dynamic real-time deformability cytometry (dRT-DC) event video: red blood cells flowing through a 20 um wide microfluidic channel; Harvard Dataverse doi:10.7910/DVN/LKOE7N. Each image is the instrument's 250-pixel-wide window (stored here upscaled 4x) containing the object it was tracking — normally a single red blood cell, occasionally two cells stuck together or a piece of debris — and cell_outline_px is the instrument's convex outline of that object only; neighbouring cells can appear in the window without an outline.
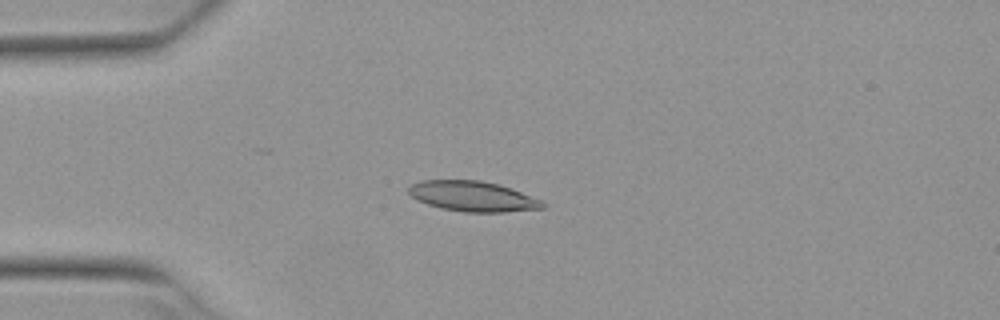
{"species": "Egyptian fruit bat (a non-hibernating species)", "species_latin": "Rousettus aegyptiacus", "temperature_condition": "warm", "stored_images_in_passage": 6, "camera_frame_rate_fps": 3000, "um_per_image_px": 0.085, "animal": {"sex": "female"}, "frame": {"image": 1, "passage_image": 4, "time_ms": 1.0, "image_size_px": [1000, 320], "cell_outline_px": [[548, 204], [544, 208], [504, 212], [464, 212], [440, 208], [416, 200], [408, 192], [408, 188], [412, 184], [420, 180], [480, 180], [500, 184], [544, 200]], "centroid_in_image_um": [40.23, 16.68], "position_along_channel_um": 44.8, "area_um2": 23.93}}
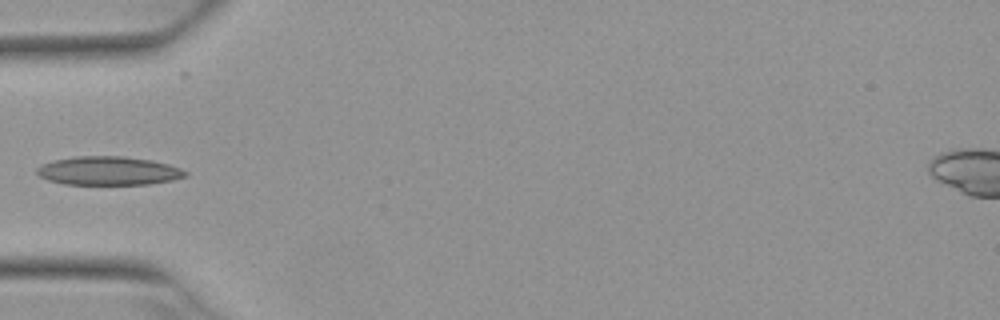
{"frame": {"image": 2, "passage_image": 5, "time_ms": 1.333, "image_size_px": [1000, 320], "cell_outline_px": [[188, 176], [172, 180], [148, 184], [64, 184], [48, 180], [40, 176], [36, 172], [36, 168], [52, 160], [76, 156], [124, 156], [152, 160], [168, 164], [180, 168], [188, 172]], "centroid_in_image_um": [9.23, 14.51], "position_along_channel_um": 75.8, "area_um2": 24.8}}
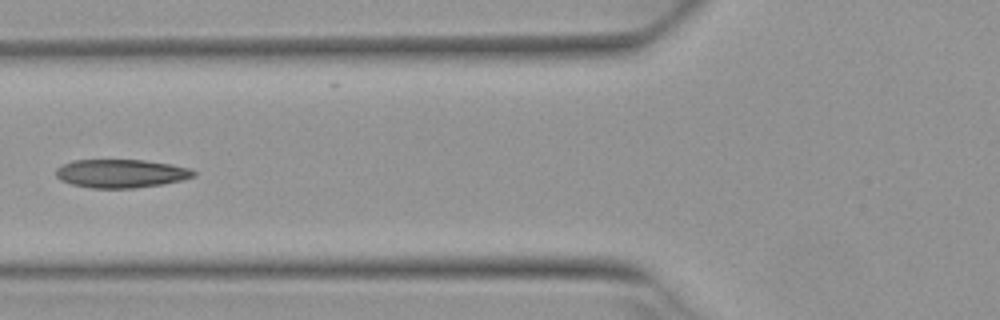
{"frame": {"image": 3, "passage_image": 6, "time_ms": 1.667, "image_size_px": [1000, 320], "cell_outline_px": [[196, 176], [184, 180], [164, 184], [132, 188], [92, 188], [72, 184], [60, 180], [56, 176], [56, 168], [64, 164], [76, 160], [144, 160], [168, 164], [188, 168], [196, 172]], "centroid_in_image_um": [10.3, 14.75], "position_along_channel_um": 115.5, "area_um2": 22.72}}